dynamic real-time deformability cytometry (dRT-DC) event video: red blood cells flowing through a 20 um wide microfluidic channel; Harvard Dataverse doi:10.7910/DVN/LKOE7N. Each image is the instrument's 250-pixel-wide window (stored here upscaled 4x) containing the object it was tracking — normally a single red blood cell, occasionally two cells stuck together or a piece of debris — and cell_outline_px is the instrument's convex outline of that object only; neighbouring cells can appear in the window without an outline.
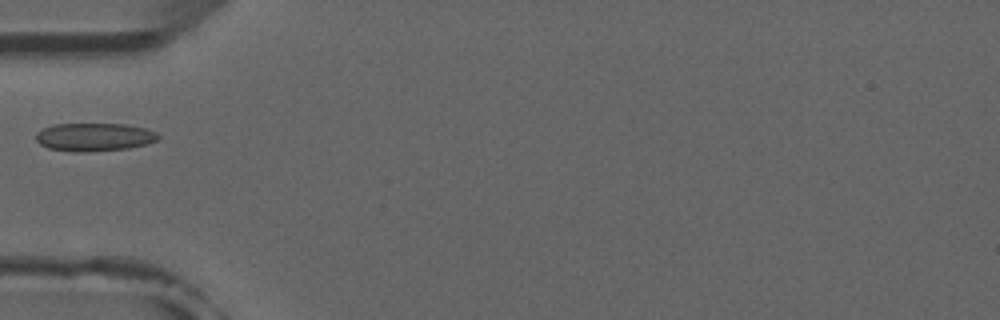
{"species": "common noctule bat (a hibernating species)", "species_latin": "Nyctalus noctula", "temperature_condition": "room temperature", "stored_images_in_passage": 6, "camera_frame_rate_fps": 3000, "um_per_image_px": 0.085, "animal": {"sex": "male", "forearm_length_mm": 52.5}, "frame": {"image": 1, "passage_image": 6, "time_ms": 5.667, "image_size_px": [1000, 320], "cell_outline_px": [[160, 136], [156, 140], [144, 144], [128, 148], [84, 152], [72, 152], [48, 148], [40, 144], [36, 140], [36, 132], [52, 124], [124, 124], [144, 128], [156, 132]], "centroid_in_image_um": [7.97, 11.65], "position_along_channel_um": 77.0, "area_um2": 19.94}}